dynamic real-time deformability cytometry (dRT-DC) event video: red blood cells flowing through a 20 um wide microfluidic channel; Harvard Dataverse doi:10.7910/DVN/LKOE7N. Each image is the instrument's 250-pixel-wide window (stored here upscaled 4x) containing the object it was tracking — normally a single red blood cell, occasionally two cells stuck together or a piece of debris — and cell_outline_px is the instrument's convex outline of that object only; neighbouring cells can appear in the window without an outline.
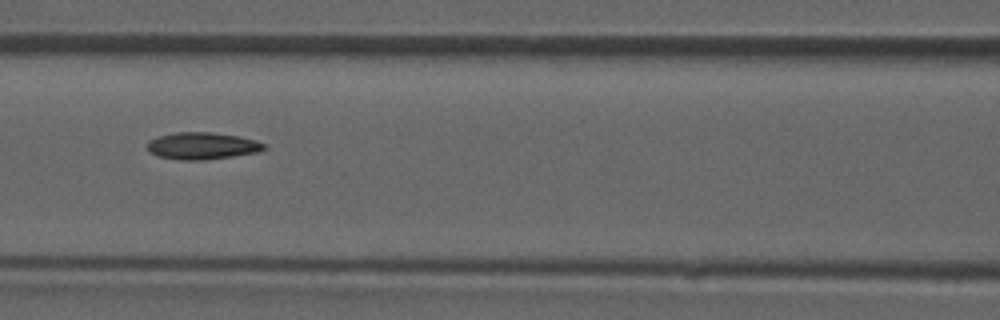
{"species": "common noctule bat (a hibernating species)", "species_latin": "Nyctalus noctula", "temperature_condition": "room temperature", "stored_images_in_passage": 33, "camera_frame_rate_fps": 3000, "um_per_image_px": 0.085, "animal": {"sex": "male", "forearm_length_mm": 52.5}, "frame": {"image": 1, "passage_image": 6, "time_ms": 1.667, "image_size_px": [1000, 320], "cell_outline_px": [[264, 148], [260, 152], [204, 160], [180, 160], [156, 156], [148, 152], [148, 140], [160, 136], [176, 132], [212, 132], [236, 136], [256, 140], [264, 144]], "centroid_in_image_um": [17.15, 12.4], "position_along_channel_um": 149.5, "area_um2": 18.32}}